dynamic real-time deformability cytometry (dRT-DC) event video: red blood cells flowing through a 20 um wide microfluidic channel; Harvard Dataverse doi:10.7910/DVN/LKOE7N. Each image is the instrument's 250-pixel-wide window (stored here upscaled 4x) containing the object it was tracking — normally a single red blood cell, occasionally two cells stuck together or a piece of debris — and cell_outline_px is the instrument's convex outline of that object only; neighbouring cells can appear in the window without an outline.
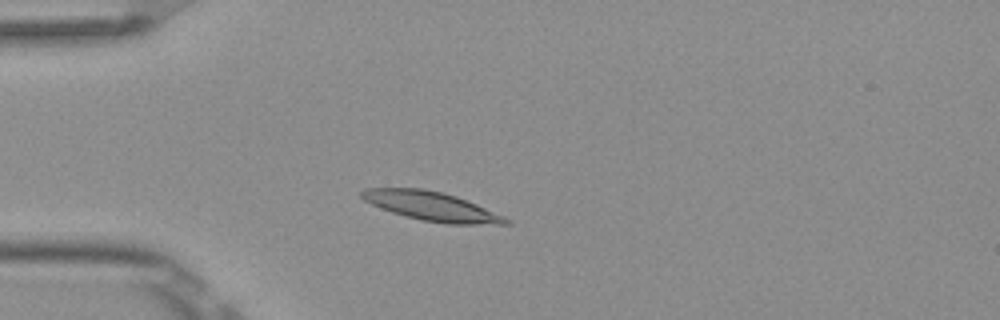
{"species": "Egyptian fruit bat (a non-hibernating species)", "species_latin": "Rousettus aegyptiacus", "temperature_condition": "room temperature", "stored_images_in_passage": 2, "camera_frame_rate_fps": 3000, "um_per_image_px": 0.085, "frame": {"image": 1, "passage_image": 2, "time_ms": 0.333, "image_size_px": [1000, 320], "cell_outline_px": [[512, 224], [448, 224], [420, 220], [404, 216], [380, 208], [364, 200], [360, 196], [360, 192], [364, 188], [424, 188], [456, 196], [476, 204], [504, 216], [512, 220]], "centroid_in_image_um": [36.68, 17.53], "position_along_channel_um": 48.3, "area_um2": 24.39}}